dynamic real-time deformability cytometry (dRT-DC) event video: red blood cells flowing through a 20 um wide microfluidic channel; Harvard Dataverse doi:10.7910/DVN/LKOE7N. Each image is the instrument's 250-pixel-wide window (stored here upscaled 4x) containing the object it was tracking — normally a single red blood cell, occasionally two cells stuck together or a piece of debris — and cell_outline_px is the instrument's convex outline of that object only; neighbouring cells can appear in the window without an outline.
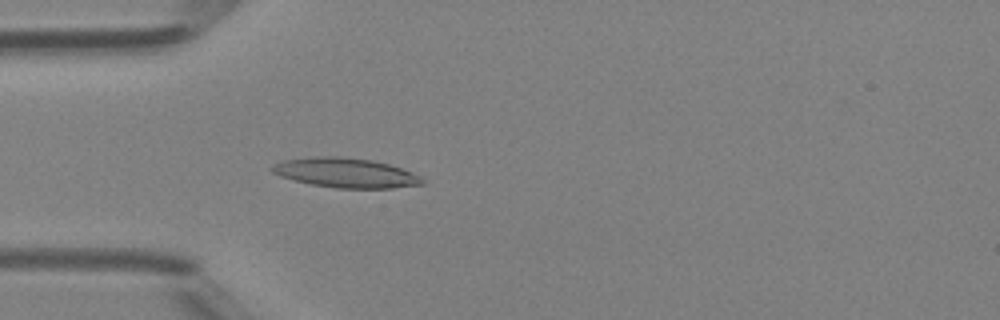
{"species": "Egyptian fruit bat (a non-hibernating species)", "species_latin": "Rousettus aegyptiacus", "temperature_condition": "room temperature", "stored_images_in_passage": 47, "camera_frame_rate_fps": 3000, "um_per_image_px": 0.085, "animal": {"sex": "female"}, "frame": {"image": 1, "passage_image": 13, "time_ms": 4.0, "image_size_px": [1000, 320], "cell_outline_px": [[424, 184], [392, 188], [336, 188], [312, 184], [280, 176], [272, 172], [268, 168], [272, 164], [284, 160], [316, 156], [340, 156], [372, 160], [388, 164], [412, 172], [420, 176], [424, 180]], "centroid_in_image_um": [29.36, 14.68], "position_along_channel_um": 55.6, "area_um2": 25.89}}
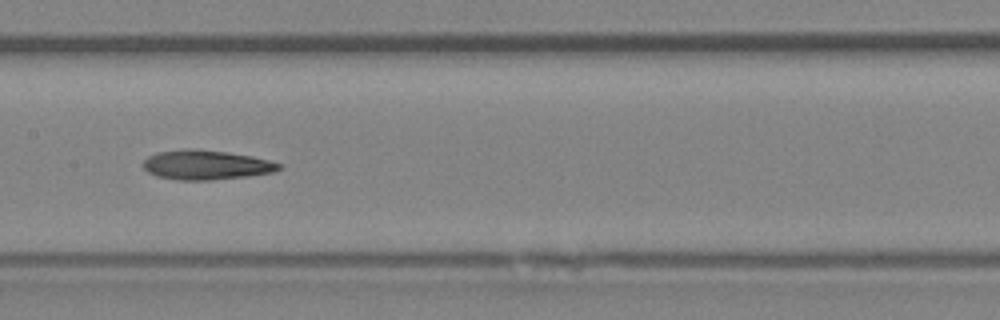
{"frame": {"image": 2, "passage_image": 23, "time_ms": 7.333, "image_size_px": [1000, 320], "cell_outline_px": [[284, 168], [272, 172], [248, 176], [212, 180], [176, 180], [156, 176], [148, 172], [144, 168], [144, 160], [148, 156], [156, 152], [188, 148], [196, 148], [228, 152], [252, 156], [284, 164]], "centroid_in_image_um": [17.54, 14.01], "position_along_channel_um": 189.9, "area_um2": 23.64}}
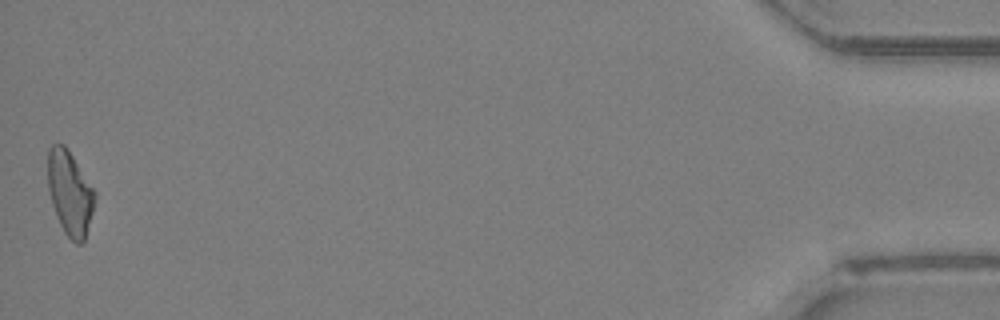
{"frame": {"image": 3, "passage_image": 47, "time_ms": 15.333, "image_size_px": [1000, 320], "cell_outline_px": [[96, 196], [92, 212], [84, 240], [80, 244], [76, 244], [64, 232], [56, 216], [52, 204], [48, 188], [48, 148], [52, 144], [64, 144], [96, 192]], "centroid_in_image_um": [5.93, 16.4], "position_along_channel_um": 429.3, "area_um2": 22.77}}